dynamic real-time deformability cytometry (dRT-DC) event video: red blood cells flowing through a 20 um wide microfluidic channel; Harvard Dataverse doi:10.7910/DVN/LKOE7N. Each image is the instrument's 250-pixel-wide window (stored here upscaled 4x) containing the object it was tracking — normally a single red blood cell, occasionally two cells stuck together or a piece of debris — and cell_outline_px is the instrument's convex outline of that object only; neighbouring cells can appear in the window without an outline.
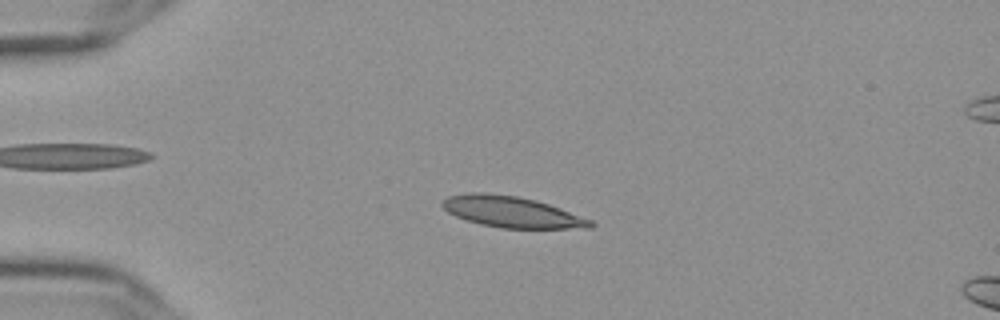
{"species": "Egyptian fruit bat (a non-hibernating species)", "species_latin": "Rousettus aegyptiacus", "temperature_condition": "cold", "stored_images_in_passage": 55, "camera_frame_rate_fps": 3000, "um_per_image_px": 0.085, "frame": {"image": 1, "passage_image": 13, "time_ms": 4.0, "image_size_px": [1000, 320], "cell_outline_px": [[596, 224], [592, 228], [500, 228], [480, 224], [456, 216], [448, 212], [440, 204], [440, 200], [448, 196], [472, 192], [484, 192], [516, 196], [536, 200], [560, 208], [592, 220]], "centroid_in_image_um": [43.48, 18.01], "position_along_channel_um": 41.5, "area_um2": 26.82}}
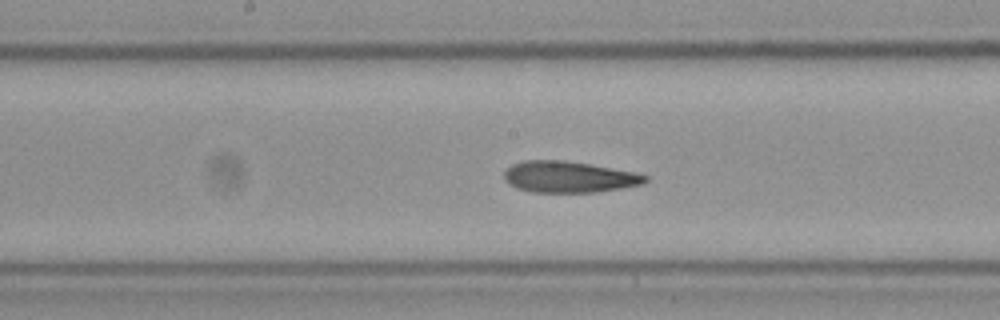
{"frame": {"image": 2, "passage_image": 29, "time_ms": 9.333, "image_size_px": [1000, 320], "cell_outline_px": [[648, 180], [644, 184], [596, 192], [532, 192], [516, 188], [508, 184], [504, 180], [504, 172], [512, 164], [524, 160], [564, 160], [636, 172], [648, 176]], "centroid_in_image_um": [48.34, 15.04], "position_along_channel_um": 199.9, "area_um2": 25.78}}
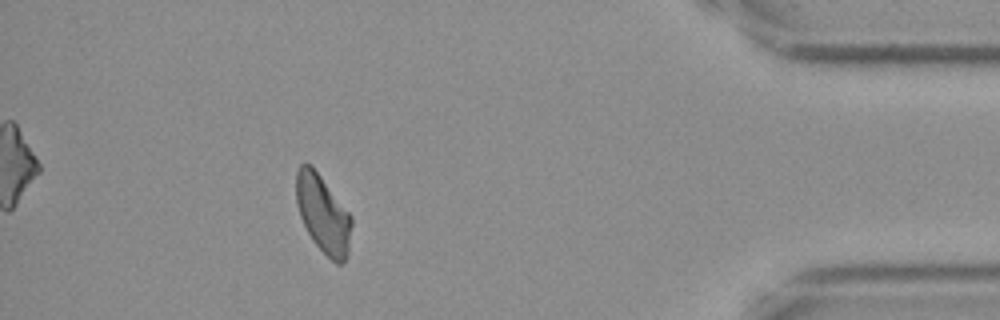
{"frame": {"image": 3, "passage_image": 50, "time_ms": 16.333, "image_size_px": [1000, 320], "cell_outline_px": [[352, 224], [348, 256], [340, 264], [336, 264], [312, 240], [300, 216], [296, 200], [296, 172], [300, 164], [312, 164], [352, 216]], "centroid_in_image_um": [27.47, 18.17], "position_along_channel_um": 407.7, "area_um2": 25.09}, "authors_computed_cell_mechanics": {"area_um2": 26.0678, "velocity_mm_per_s": 3.6086, "shape_relaxation_time_tau1_ms": 7.8718, "shape_relaxation_time_tau2_ms": 3.5194, "deformation_change_tau1": 0.181, "deformation_change_tau2": 0.1066}}